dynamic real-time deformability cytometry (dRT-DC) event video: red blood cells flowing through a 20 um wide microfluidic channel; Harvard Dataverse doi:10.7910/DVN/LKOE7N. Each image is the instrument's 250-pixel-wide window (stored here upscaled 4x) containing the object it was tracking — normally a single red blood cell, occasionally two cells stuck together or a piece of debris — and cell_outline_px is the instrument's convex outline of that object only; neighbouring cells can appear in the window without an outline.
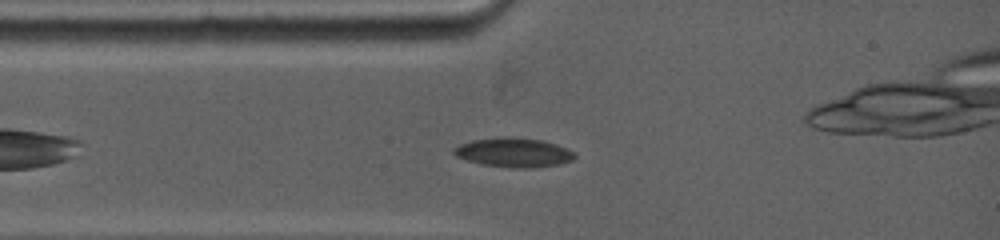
{"species": "common noctule bat (a hibernating species)", "species_latin": "Nyctalus noctula", "temperature_condition": "warm", "stored_images_in_passage": 68, "camera_frame_rate_fps": 5000, "um_per_image_px": 0.085, "animal": {"sex": "female", "body_mass_g": 19.0, "forearm_length_mm": 53.3}, "frame": {"image": 1, "passage_image": 9, "time_ms": 1.8, "image_size_px": [1000, 240], "cell_outline_px": [[576, 156], [572, 160], [560, 164], [532, 168], [516, 168], [484, 164], [468, 160], [456, 156], [452, 152], [452, 148], [460, 144], [472, 140], [504, 136], [512, 136], [544, 140], [568, 148]], "centroid_in_image_um": [43.67, 12.94], "position_along_channel_um": 41.3, "area_um2": 20.69}}
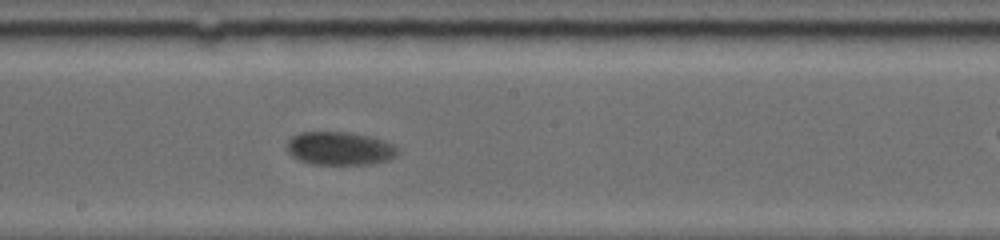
{"frame": {"image": 2, "passage_image": 33, "time_ms": 6.6, "image_size_px": [1000, 240], "cell_outline_px": [[400, 152], [396, 156], [388, 160], [368, 164], [312, 164], [300, 160], [292, 156], [288, 152], [288, 140], [292, 136], [300, 132], [348, 132], [368, 136], [392, 144], [400, 148]], "centroid_in_image_um": [28.89, 12.62], "position_along_channel_um": 219.3, "area_um2": 21.39}}
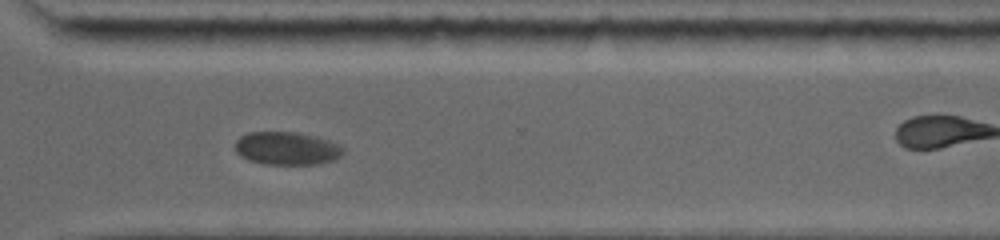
{"frame": {"image": 3, "passage_image": 51, "time_ms": 10.0, "image_size_px": [1000, 240], "cell_outline_px": [[344, 152], [336, 160], [320, 164], [264, 164], [248, 160], [236, 152], [236, 140], [240, 136], [248, 132], [296, 132], [316, 136], [340, 144], [344, 148]], "centroid_in_image_um": [24.42, 12.61], "position_along_channel_um": 346.2, "area_um2": 20.98}, "authors_computed_cell_mechanics": {"area_um2": 20.9814, "velocity_mm_per_s": 3.7241, "shape_relaxation_time_tau1_ms": 3.4454, "shape_relaxation_time_tau2_ms": null, "deformation_change_tau1": 0.075, "deformation_change_tau2": null}}